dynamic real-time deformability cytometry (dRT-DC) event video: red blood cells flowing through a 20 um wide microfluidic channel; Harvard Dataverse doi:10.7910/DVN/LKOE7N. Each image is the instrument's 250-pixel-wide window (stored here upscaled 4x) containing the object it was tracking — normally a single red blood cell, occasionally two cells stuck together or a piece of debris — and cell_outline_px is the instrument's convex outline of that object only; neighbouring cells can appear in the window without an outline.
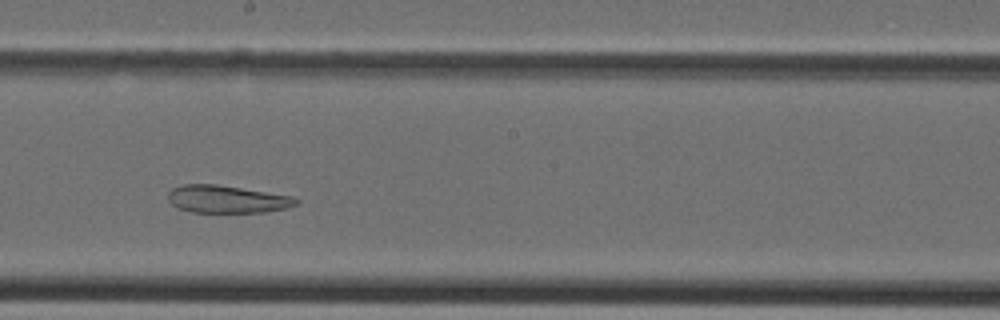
{"species": "Egyptian fruit bat (a non-hibernating species)", "species_latin": "Rousettus aegyptiacus", "temperature_condition": "cold", "stored_images_in_passage": 31, "camera_frame_rate_fps": 3000, "um_per_image_px": 0.085, "animal": {"sex": "female"}, "frame": {"image": 1, "passage_image": 13, "time_ms": 4.0, "image_size_px": [1000, 320], "cell_outline_px": [[300, 200], [296, 204], [284, 208], [264, 212], [192, 212], [176, 208], [168, 200], [168, 192], [172, 188], [180, 184], [216, 184], [292, 196]], "centroid_in_image_um": [19.23, 16.92], "position_along_channel_um": 229.0, "area_um2": 20.52}}
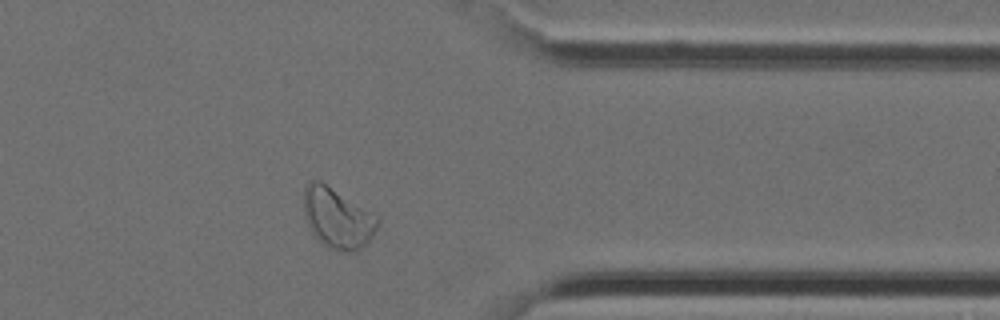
{"frame": {"image": 2, "passage_image": 23, "time_ms": 7.333, "image_size_px": [1000, 320], "cell_outline_px": [[380, 220], [372, 236], [356, 252], [348, 252], [328, 248], [316, 240], [308, 228], [304, 216], [304, 188], [308, 180], [320, 180], [380, 216]], "centroid_in_image_um": [28.66, 18.53], "position_along_channel_um": 382.7, "area_um2": 26.41}}
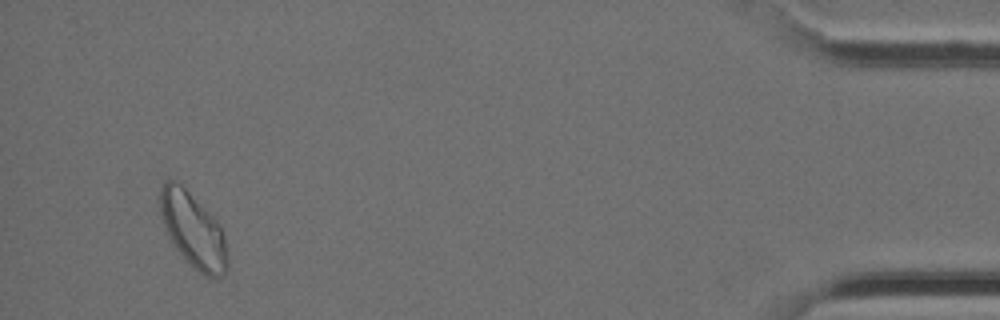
{"frame": {"image": 3, "passage_image": 29, "time_ms": 9.333, "image_size_px": [1000, 320], "cell_outline_px": [[228, 268], [216, 280], [212, 280], [204, 276], [172, 244], [168, 236], [156, 204], [160, 188], [164, 180], [172, 180], [180, 184], [216, 216], [220, 224], [224, 236], [228, 256]], "centroid_in_image_um": [16.41, 19.52], "position_along_channel_um": 418.8, "area_um2": 30.0}}